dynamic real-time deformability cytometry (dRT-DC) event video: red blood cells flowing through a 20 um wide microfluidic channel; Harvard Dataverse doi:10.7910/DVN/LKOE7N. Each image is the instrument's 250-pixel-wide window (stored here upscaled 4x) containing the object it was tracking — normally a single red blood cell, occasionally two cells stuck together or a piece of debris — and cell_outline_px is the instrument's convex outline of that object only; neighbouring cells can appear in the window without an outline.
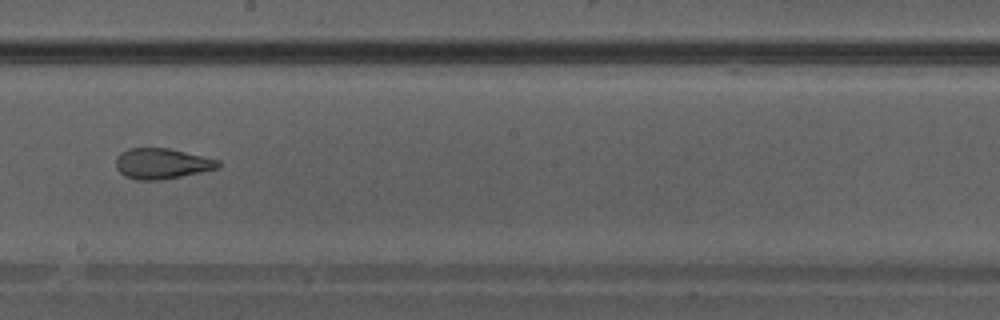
{"species": "Egyptian fruit bat (a non-hibernating species)", "species_latin": "Rousettus aegyptiacus", "temperature_condition": "warm", "stored_images_in_passage": 41, "camera_frame_rate_fps": 3000, "um_per_image_px": 0.085, "animal": {"sex": "male"}, "frame": {"image": 1, "passage_image": 24, "time_ms": 7.667, "image_size_px": [1000, 320], "cell_outline_px": [[220, 168], [160, 180], [136, 180], [124, 176], [116, 168], [116, 156], [120, 152], [128, 148], [168, 148], [220, 160]], "centroid_in_image_um": [13.73, 13.9], "position_along_channel_um": 234.5, "area_um2": 18.26}}